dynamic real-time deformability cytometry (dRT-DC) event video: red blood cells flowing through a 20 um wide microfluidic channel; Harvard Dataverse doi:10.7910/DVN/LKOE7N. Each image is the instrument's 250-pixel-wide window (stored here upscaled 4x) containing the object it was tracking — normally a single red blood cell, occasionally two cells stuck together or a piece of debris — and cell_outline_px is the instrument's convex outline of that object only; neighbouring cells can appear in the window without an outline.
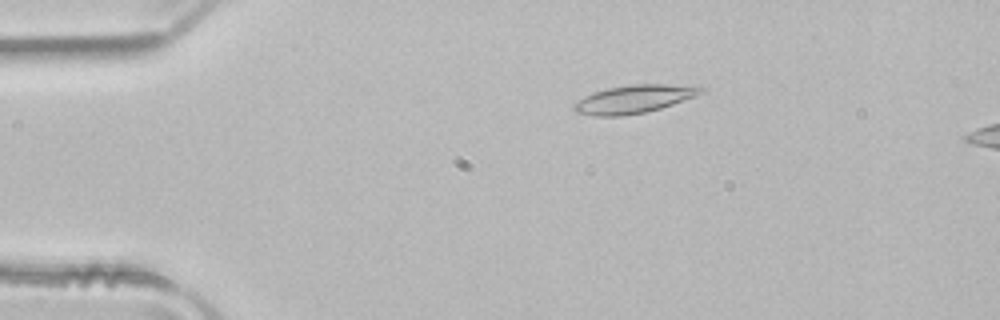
{"species": "common noctule bat (a hibernating species)", "species_latin": "Nyctalus noctula", "temperature_condition": "room temperature", "stored_images_in_passage": 11, "camera_frame_rate_fps": 3000, "um_per_image_px": 0.085, "animal": {"sex": "male", "body_mass_g": 21.5, "forearm_length_mm": 52.0}, "frame": {"image": 1, "passage_image": 5, "time_ms": 1.333, "image_size_px": [1000, 320], "cell_outline_px": [[704, 92], [696, 96], [660, 108], [644, 112], [624, 116], [592, 116], [576, 112], [572, 108], [572, 104], [584, 96], [592, 92], [608, 88], [632, 84], [700, 84], [704, 88]], "centroid_in_image_um": [53.92, 8.4], "position_along_channel_um": 31.1, "area_um2": 21.15}}